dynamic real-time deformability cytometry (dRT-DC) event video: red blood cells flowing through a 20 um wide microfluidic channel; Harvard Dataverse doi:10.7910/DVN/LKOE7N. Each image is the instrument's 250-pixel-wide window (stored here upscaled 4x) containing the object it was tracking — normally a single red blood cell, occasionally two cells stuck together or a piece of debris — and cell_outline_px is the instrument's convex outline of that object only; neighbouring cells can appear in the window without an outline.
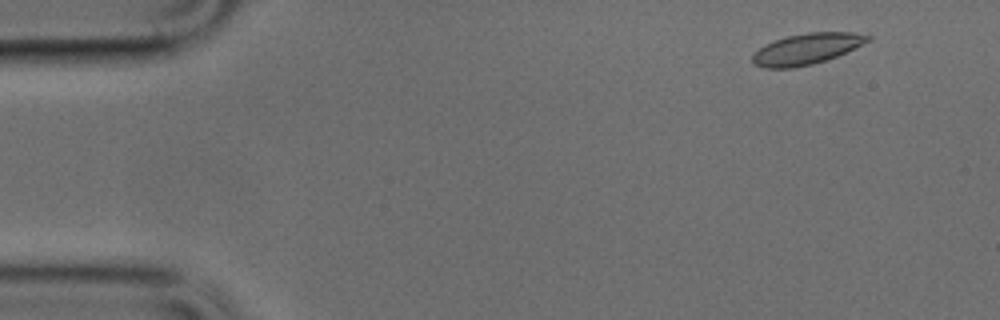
{"species": "common noctule bat (a hibernating species)", "species_latin": "Nyctalus noctula", "temperature_condition": "cold", "stored_images_in_passage": 50, "camera_frame_rate_fps": 3000, "um_per_image_px": 0.085, "animal": {"sex": "male", "body_mass_g": 17.9, "forearm_length_mm": 54.2}, "frame": {"image": 1, "passage_image": 4, "time_ms": 1.0, "image_size_px": [1000, 320], "cell_outline_px": [[872, 40], [836, 56], [812, 64], [792, 68], [764, 68], [752, 64], [752, 56], [760, 48], [776, 40], [788, 36], [808, 32], [852, 32], [872, 36]], "centroid_in_image_um": [68.58, 4.16], "position_along_channel_um": 16.4, "area_um2": 20.52}}
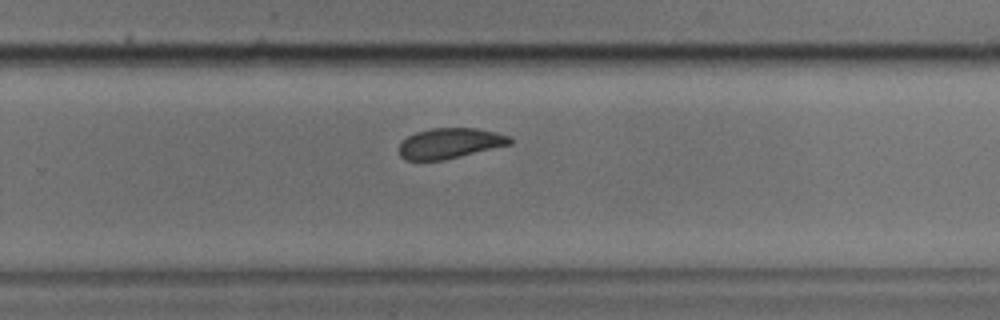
{"frame": {"image": 2, "passage_image": 32, "time_ms": 10.333, "image_size_px": [1000, 320], "cell_outline_px": [[512, 144], [444, 160], [404, 160], [400, 156], [400, 144], [408, 136], [416, 132], [432, 128], [476, 128], [496, 132], [508, 136], [512, 140]], "centroid_in_image_um": [38.25, 12.18], "position_along_channel_um": 291.6, "area_um2": 19.54}}
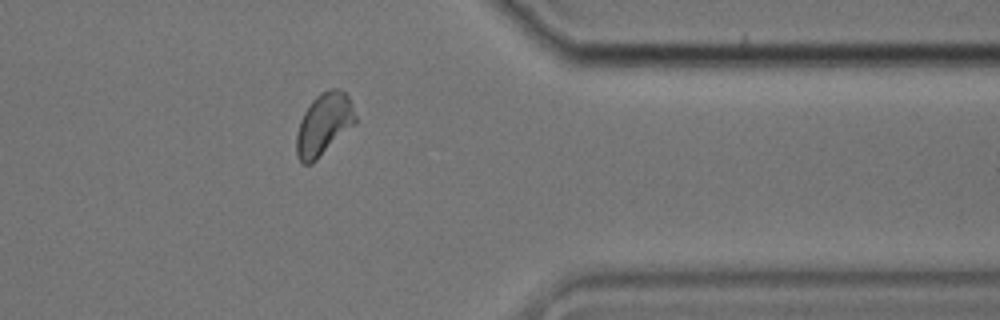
{"frame": {"image": 3, "passage_image": 40, "time_ms": 13.0, "image_size_px": [1000, 320], "cell_outline_px": [[356, 120], [312, 164], [300, 164], [296, 156], [296, 136], [300, 120], [304, 112], [312, 100], [320, 92], [332, 88], [336, 88], [344, 92], [348, 96], [356, 116]], "centroid_in_image_um": [27.46, 10.56], "position_along_channel_um": 383.9, "area_um2": 20.87}}